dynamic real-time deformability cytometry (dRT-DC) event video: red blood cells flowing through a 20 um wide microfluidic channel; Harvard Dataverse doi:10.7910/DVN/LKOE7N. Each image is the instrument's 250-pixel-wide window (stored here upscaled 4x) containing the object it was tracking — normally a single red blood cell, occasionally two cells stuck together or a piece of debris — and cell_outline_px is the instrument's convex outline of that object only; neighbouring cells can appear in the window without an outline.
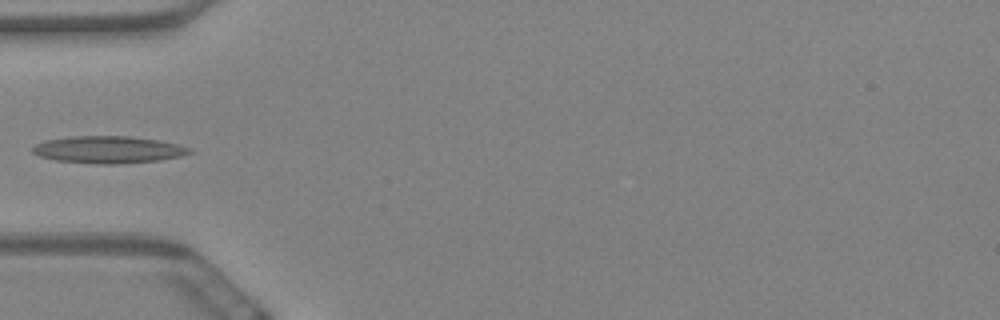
{"species": "Egyptian fruit bat (a non-hibernating species)", "species_latin": "Rousettus aegyptiacus", "temperature_condition": "warm", "stored_images_in_passage": 8, "camera_frame_rate_fps": 3000, "um_per_image_px": 0.085, "animal": {"sex": "female"}, "frame": {"image": 1, "passage_image": 1, "time_ms": 0.0, "image_size_px": [1000, 320], "cell_outline_px": [[192, 152], [180, 156], [160, 160], [116, 164], [96, 164], [56, 160], [40, 156], [32, 152], [32, 148], [36, 144], [44, 140], [72, 136], [128, 136], [156, 140], [176, 144], [192, 148]], "centroid_in_image_um": [9.18, 12.72], "position_along_channel_um": 75.8, "area_um2": 24.68}}
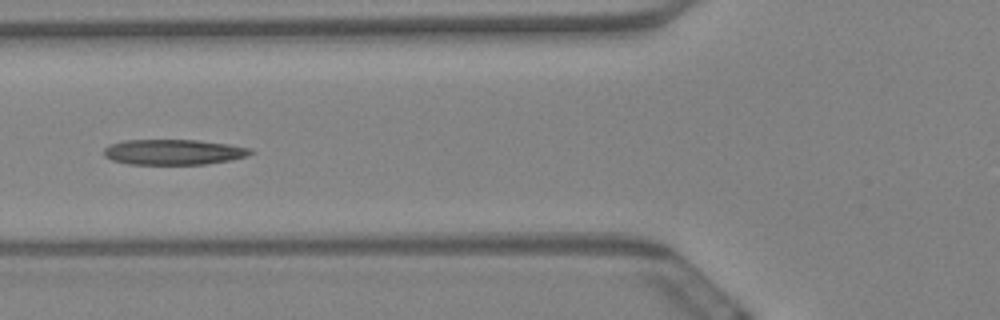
{"frame": {"image": 2, "passage_image": 4, "time_ms": 1.0, "image_size_px": [1000, 320], "cell_outline_px": [[256, 152], [248, 156], [228, 160], [204, 164], [128, 164], [112, 160], [104, 156], [104, 148], [112, 144], [124, 140], [196, 140], [228, 144], [252, 148]], "centroid_in_image_um": [14.78, 12.92], "position_along_channel_um": 111.0, "area_um2": 21.68}}